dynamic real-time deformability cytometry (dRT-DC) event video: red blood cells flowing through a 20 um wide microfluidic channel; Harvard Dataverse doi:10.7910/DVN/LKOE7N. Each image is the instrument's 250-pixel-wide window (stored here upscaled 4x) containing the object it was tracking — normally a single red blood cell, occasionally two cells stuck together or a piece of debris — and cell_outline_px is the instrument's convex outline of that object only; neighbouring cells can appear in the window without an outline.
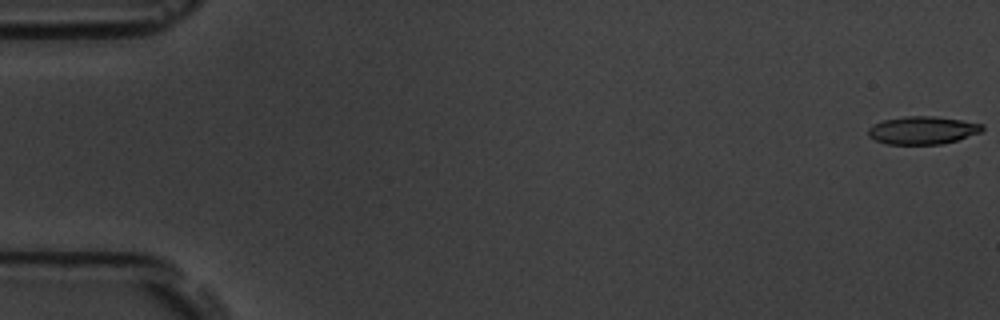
{"species": "common noctule bat (a hibernating species)", "species_latin": "Nyctalus noctula", "temperature_condition": "room temperature", "stored_images_in_passage": 11, "camera_frame_rate_fps": 3000, "um_per_image_px": 0.085, "animal": {"sex": "male", "body_mass_g": 19.5, "forearm_length_mm": 54.6}, "frame": {"image": 1, "passage_image": 1, "time_ms": 0.0, "image_size_px": [1000, 320], "cell_outline_px": [[984, 128], [980, 132], [956, 140], [940, 144], [888, 144], [876, 140], [868, 136], [868, 128], [884, 120], [904, 116], [932, 116], [960, 120], [984, 124]], "centroid_in_image_um": [78.41, 11.07], "position_along_channel_um": 6.6, "area_um2": 18.26}}
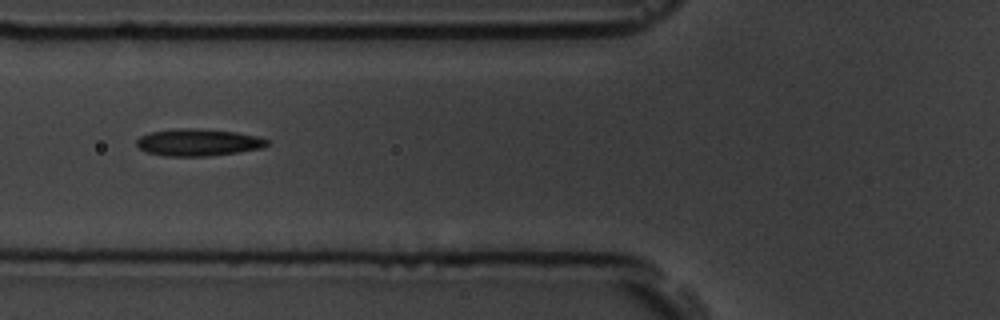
{"frame": {"image": 2, "passage_image": 7, "time_ms": 7.0, "image_size_px": [1000, 320], "cell_outline_px": [[268, 144], [264, 148], [208, 156], [164, 156], [144, 152], [136, 144], [136, 140], [140, 136], [152, 132], [176, 128], [196, 128], [236, 132], [260, 136], [268, 140]], "centroid_in_image_um": [16.84, 12.1], "position_along_channel_um": 109.0, "area_um2": 20.69}}
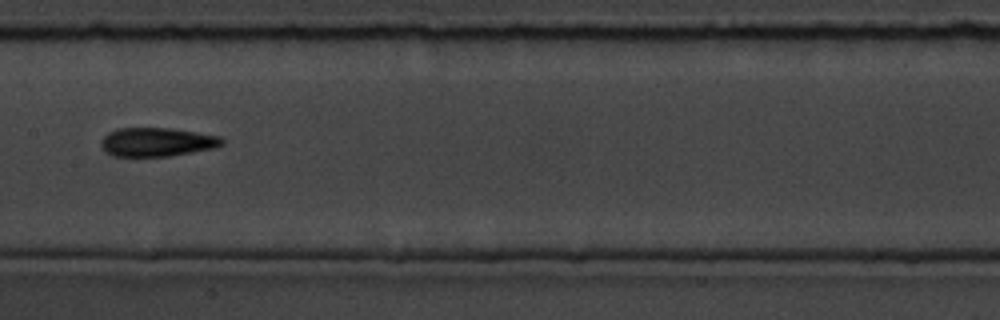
{"frame": {"image": 3, "passage_image": 9, "time_ms": 9.333, "image_size_px": [1000, 320], "cell_outline_px": [[224, 144], [216, 148], [168, 156], [112, 156], [100, 144], [104, 136], [108, 132], [120, 128], [168, 128], [220, 136], [224, 140]], "centroid_in_image_um": [13.37, 12.07], "position_along_channel_um": 194.0, "area_um2": 20.11}}